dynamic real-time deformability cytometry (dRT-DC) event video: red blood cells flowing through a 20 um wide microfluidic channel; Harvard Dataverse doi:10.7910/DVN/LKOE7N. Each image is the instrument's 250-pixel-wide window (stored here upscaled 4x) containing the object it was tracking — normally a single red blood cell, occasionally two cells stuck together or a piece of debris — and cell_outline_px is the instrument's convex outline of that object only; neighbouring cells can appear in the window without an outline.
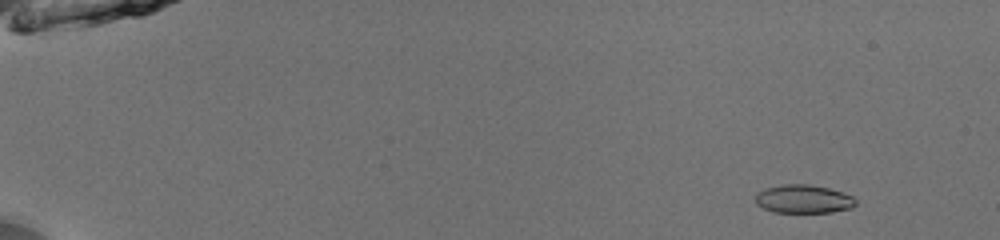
{"species": "common noctule bat (a hibernating species)", "species_latin": "Nyctalus noctula", "temperature_condition": "room temperature", "stored_images_in_passage": 52, "camera_frame_rate_fps": 3000, "um_per_image_px": 0.085, "animal": {"sex": "male", "body_mass_g": 13.0, "forearm_length_mm": 53.1}, "frame": {"image": 1, "passage_image": 5, "time_ms": 1.333, "image_size_px": [1000, 240], "cell_outline_px": [[856, 204], [852, 208], [832, 212], [772, 212], [756, 204], [756, 192], [764, 188], [784, 184], [808, 184], [828, 188], [852, 196], [856, 200]], "centroid_in_image_um": [68.27, 16.91], "position_along_channel_um": 16.7, "area_um2": 16.59}}
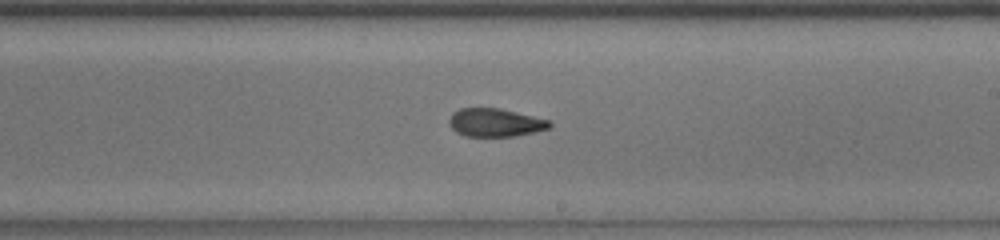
{"frame": {"image": 2, "passage_image": 33, "time_ms": 10.667, "image_size_px": [1000, 240], "cell_outline_px": [[552, 128], [516, 136], [464, 136], [456, 132], [448, 124], [448, 120], [452, 112], [460, 108], [500, 108], [552, 120]], "centroid_in_image_um": [42.12, 10.41], "position_along_channel_um": 246.9, "area_um2": 16.82}}
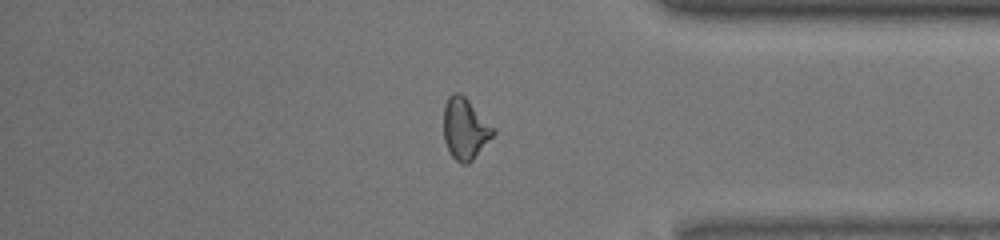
{"frame": {"image": 3, "passage_image": 45, "time_ms": 14.667, "image_size_px": [1000, 240], "cell_outline_px": [[496, 132], [472, 160], [468, 164], [460, 164], [452, 156], [444, 140], [444, 108], [448, 96], [452, 92], [460, 92], [496, 128]], "centroid_in_image_um": [39.54, 10.93], "position_along_channel_um": 395.7, "area_um2": 17.69}, "authors_computed_cell_mechanics": {"area_um2": 17.1666, "velocity_mm_per_s": 3.9755, "shape_relaxation_time_tau1_ms": null, "shape_relaxation_time_tau2_ms": 1.8617, "deformation_change_tau1": null, "deformation_change_tau2": 0.0971}}